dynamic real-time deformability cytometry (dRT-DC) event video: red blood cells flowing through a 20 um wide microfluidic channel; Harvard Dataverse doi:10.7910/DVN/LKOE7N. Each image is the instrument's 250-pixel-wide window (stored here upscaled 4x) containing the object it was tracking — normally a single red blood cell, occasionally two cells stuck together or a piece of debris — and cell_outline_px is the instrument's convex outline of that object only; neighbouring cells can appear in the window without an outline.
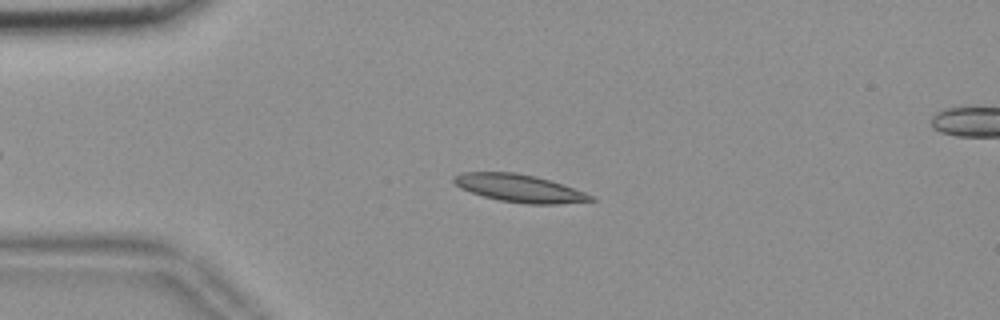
{"species": "common noctule bat (a hibernating species)", "species_latin": "Nyctalus noctula", "temperature_condition": "room temperature", "stored_images_in_passage": 43, "camera_frame_rate_fps": 3000, "um_per_image_px": 0.085, "animal": {"sex": "female", "body_mass_g": 18.4}, "frame": {"image": 1, "passage_image": 12, "time_ms": 3.667, "image_size_px": [1000, 320], "cell_outline_px": [[596, 200], [560, 204], [528, 204], [500, 200], [484, 196], [460, 188], [452, 180], [452, 176], [460, 172], [516, 172], [536, 176], [596, 196]], "centroid_in_image_um": [44.14, 15.99], "position_along_channel_um": 40.9, "area_um2": 21.96}}
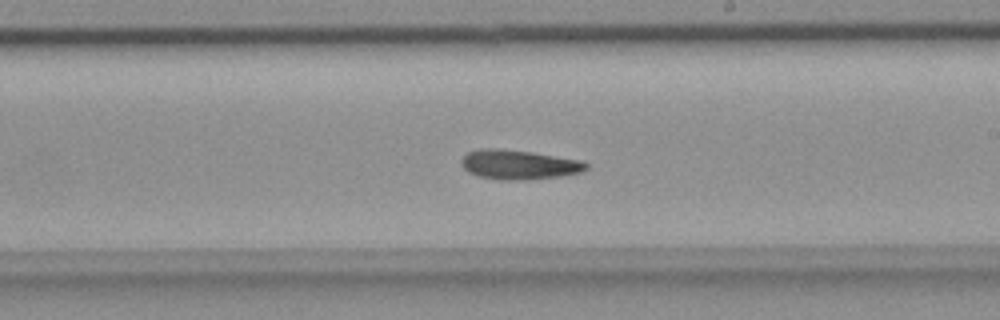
{"frame": {"image": 2, "passage_image": 31, "time_ms": 10.0, "image_size_px": [1000, 320], "cell_outline_px": [[588, 168], [580, 172], [560, 176], [524, 180], [500, 180], [480, 176], [468, 172], [460, 164], [460, 160], [468, 152], [480, 148], [496, 148], [532, 152], [584, 160], [588, 164]], "centroid_in_image_um": [44.11, 13.98], "position_along_channel_um": 244.9, "area_um2": 21.56}}
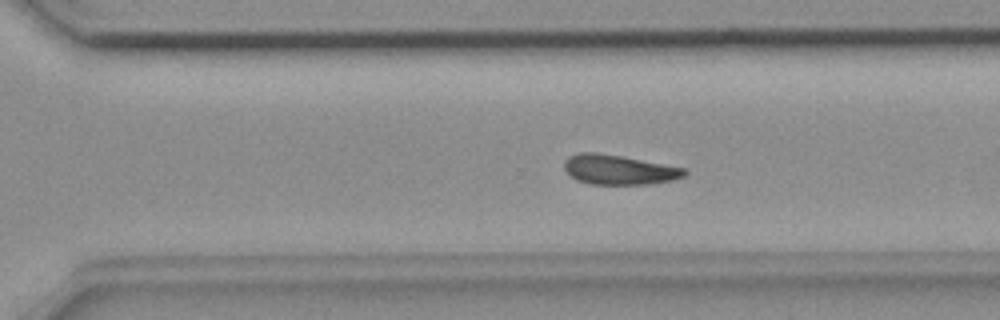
{"frame": {"image": 3, "passage_image": 37, "time_ms": 12.0, "image_size_px": [1000, 320], "cell_outline_px": [[688, 172], [684, 176], [672, 180], [652, 184], [592, 184], [576, 180], [564, 168], [564, 160], [568, 156], [580, 152], [596, 152], [620, 156], [684, 168]], "centroid_in_image_um": [52.58, 14.42], "position_along_channel_um": 318.0, "area_um2": 20.63}, "authors_computed_cell_mechanics": {"area_um2": 21.2126, "velocity_mm_per_s": 3.6509, "shape_relaxation_time_tau1_ms": null, "shape_relaxation_time_tau2_ms": 10.506, "deformation_change_tau1": null, "deformation_change_tau2": 0.1997}}